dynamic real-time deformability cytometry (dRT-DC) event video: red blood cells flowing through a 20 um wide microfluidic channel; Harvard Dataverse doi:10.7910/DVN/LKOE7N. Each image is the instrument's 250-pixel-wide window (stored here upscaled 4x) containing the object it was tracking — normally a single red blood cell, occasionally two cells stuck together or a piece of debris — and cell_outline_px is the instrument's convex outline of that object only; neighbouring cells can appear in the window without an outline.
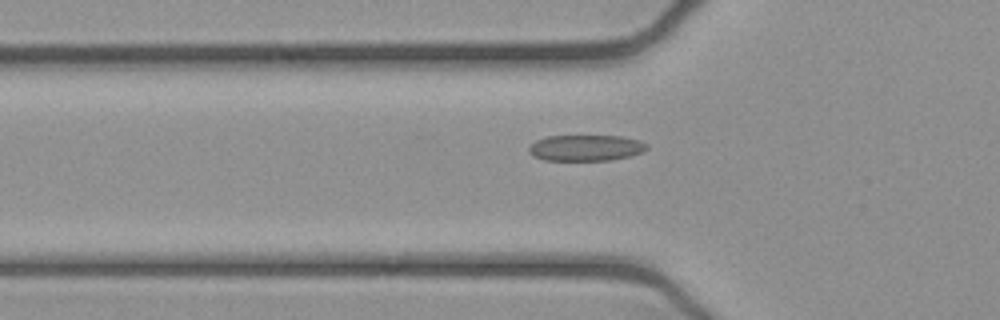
{"species": "common noctule bat (a hibernating species)", "species_latin": "Nyctalus noctula", "temperature_condition": "cold", "stored_images_in_passage": 39, "camera_frame_rate_fps": 3000, "um_per_image_px": 0.085, "animal": {"sex": "female", "body_mass_g": 21.9}, "frame": {"image": 1, "passage_image": 10, "time_ms": 3.0, "image_size_px": [1000, 320], "cell_outline_px": [[648, 148], [644, 152], [612, 160], [544, 160], [532, 156], [528, 152], [528, 148], [536, 140], [548, 136], [620, 136], [640, 140], [648, 144]], "centroid_in_image_um": [49.8, 12.57], "position_along_channel_um": 76.0, "area_um2": 17.98}}
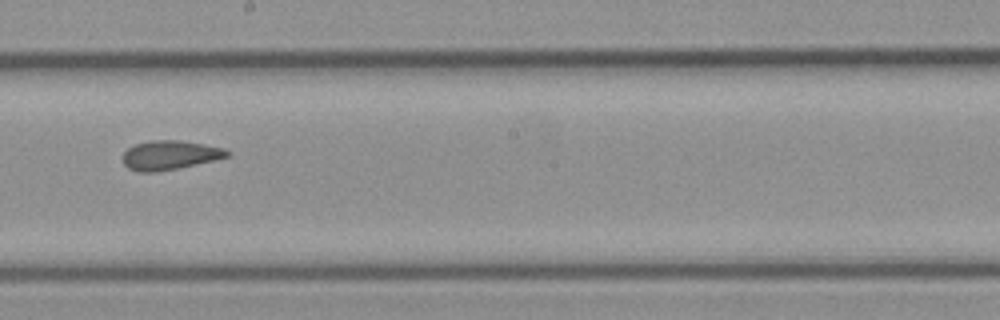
{"frame": {"image": 2, "passage_image": 22, "time_ms": 7.0, "image_size_px": [1000, 320], "cell_outline_px": [[232, 152], [228, 156], [196, 164], [156, 172], [140, 172], [128, 168], [124, 164], [124, 152], [128, 148], [136, 144], [152, 140], [176, 140], [204, 144], [224, 148]], "centroid_in_image_um": [14.43, 13.18], "position_along_channel_um": 233.8, "area_um2": 17.46}}
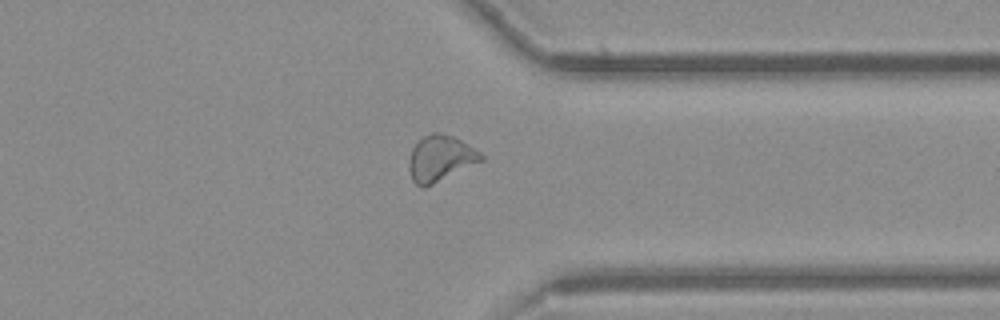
{"frame": {"image": 3, "passage_image": 33, "time_ms": 10.667, "image_size_px": [1000, 320], "cell_outline_px": [[484, 160], [424, 188], [416, 184], [412, 180], [408, 168], [408, 160], [412, 148], [424, 136], [432, 132], [440, 132], [452, 136], [460, 140], [480, 152], [484, 156]], "centroid_in_image_um": [37.41, 13.47], "position_along_channel_um": 374.0, "area_um2": 19.19}}